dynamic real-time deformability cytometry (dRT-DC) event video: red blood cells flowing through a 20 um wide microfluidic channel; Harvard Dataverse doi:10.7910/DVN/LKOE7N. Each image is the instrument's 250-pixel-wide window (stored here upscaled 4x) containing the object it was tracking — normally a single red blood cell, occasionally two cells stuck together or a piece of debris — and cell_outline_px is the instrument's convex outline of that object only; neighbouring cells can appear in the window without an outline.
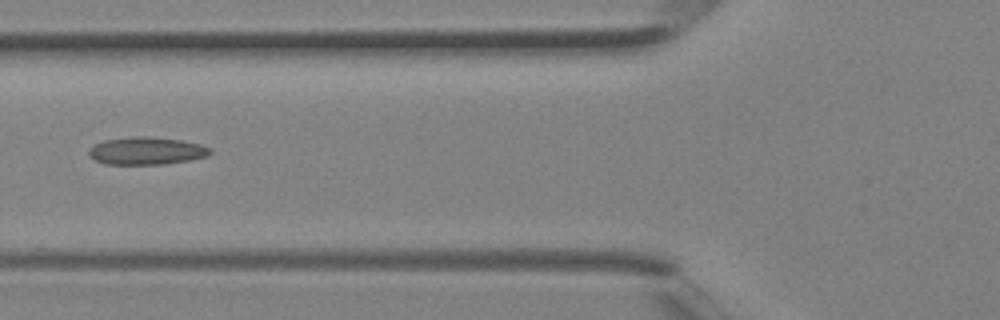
{"species": "Egyptian fruit bat (a non-hibernating species)", "species_latin": "Rousettus aegyptiacus", "temperature_condition": "room temperature", "stored_images_in_passage": 5, "camera_frame_rate_fps": 3000, "um_per_image_px": 0.085, "animal": {"sex": "female"}, "frame": {"image": 1, "passage_image": 5, "time_ms": 1.333, "image_size_px": [1000, 320], "cell_outline_px": [[212, 152], [208, 156], [188, 160], [164, 164], [104, 164], [88, 156], [88, 148], [104, 140], [136, 136], [144, 136], [180, 140], [200, 144], [212, 148]], "centroid_in_image_um": [12.44, 12.82], "position_along_channel_um": 113.4, "area_um2": 19.48}}